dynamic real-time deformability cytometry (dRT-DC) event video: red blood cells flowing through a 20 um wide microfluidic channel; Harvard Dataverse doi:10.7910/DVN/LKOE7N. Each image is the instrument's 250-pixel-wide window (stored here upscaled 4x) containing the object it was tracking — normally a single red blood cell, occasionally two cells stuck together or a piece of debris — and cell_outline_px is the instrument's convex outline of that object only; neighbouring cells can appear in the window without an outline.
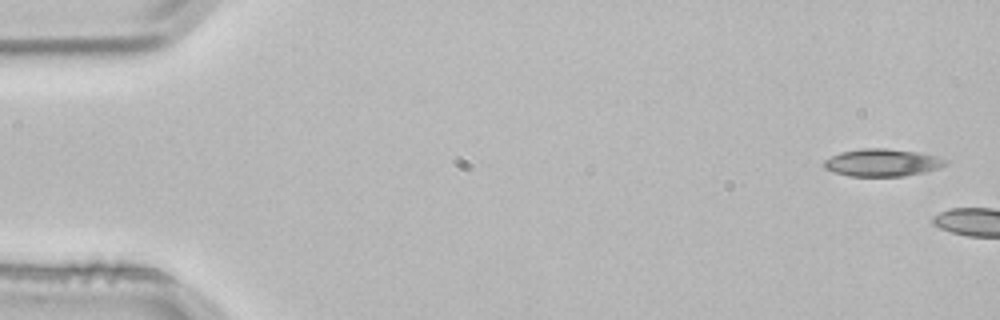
{"species": "common noctule bat (a hibernating species)", "species_latin": "Nyctalus noctula", "temperature_condition": "room temperature", "stored_images_in_passage": 4, "camera_frame_rate_fps": 3000, "um_per_image_px": 0.085, "animal": {"sex": "male", "body_mass_g": 21.5, "forearm_length_mm": 52.0}, "frame": {"image": 1, "passage_image": 1, "time_ms": 0.0, "image_size_px": [1000, 320], "cell_outline_px": [[948, 164], [940, 168], [924, 172], [904, 176], [848, 176], [832, 172], [824, 168], [824, 160], [840, 152], [860, 148], [884, 148], [920, 152], [936, 156], [948, 160]], "centroid_in_image_um": [75.0, 13.82], "position_along_channel_um": 10.0, "area_um2": 19.65}}